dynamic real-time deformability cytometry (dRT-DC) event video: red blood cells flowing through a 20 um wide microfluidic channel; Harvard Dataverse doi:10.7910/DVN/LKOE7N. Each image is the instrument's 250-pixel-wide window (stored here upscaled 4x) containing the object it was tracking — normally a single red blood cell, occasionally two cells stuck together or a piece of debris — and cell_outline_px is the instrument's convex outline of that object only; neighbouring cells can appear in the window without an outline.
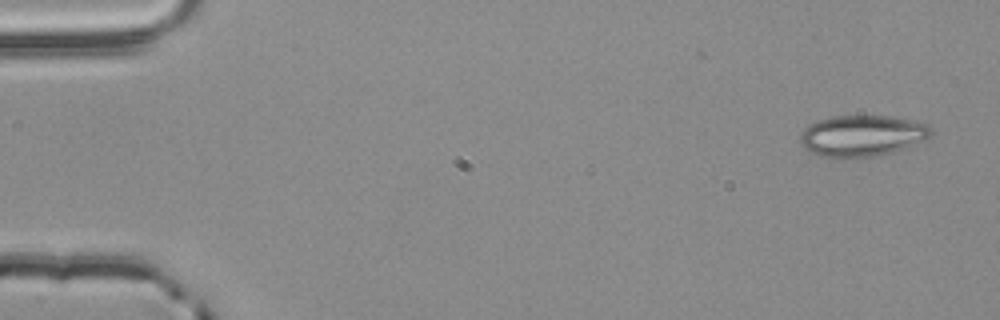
{"species": "common noctule bat (a hibernating species)", "species_latin": "Nyctalus noctula", "temperature_condition": "room temperature", "stored_images_in_passage": 52, "camera_frame_rate_fps": 3000, "um_per_image_px": 0.085, "animal": {"sex": "male", "body_mass_g": 20.4}, "frame": {"image": 1, "passage_image": 1, "time_ms": 0.0, "image_size_px": [1000, 320], "cell_outline_px": [[932, 132], [916, 148], [872, 156], [844, 160], [840, 160], [824, 156], [812, 152], [800, 144], [800, 132], [804, 128], [820, 120], [832, 116], [888, 116], [928, 124], [932, 128]], "centroid_in_image_um": [73.32, 11.58], "position_along_channel_um": 11.7, "area_um2": 31.96}}
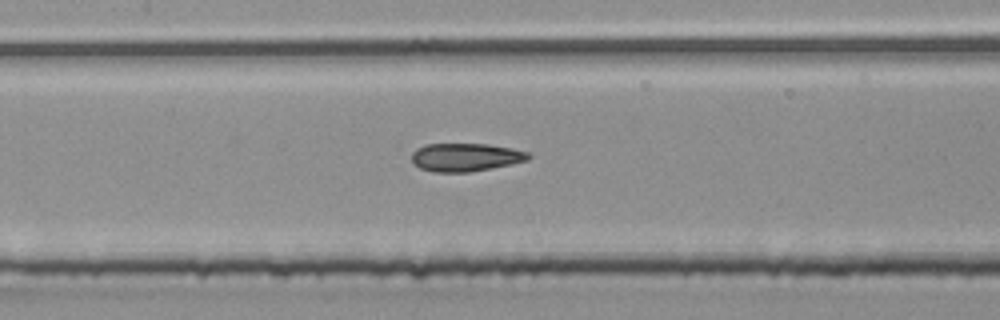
{"frame": {"image": 2, "passage_image": 24, "time_ms": 7.667, "image_size_px": [1000, 320], "cell_outline_px": [[532, 156], [528, 160], [512, 164], [492, 168], [468, 172], [436, 172], [420, 168], [412, 164], [412, 152], [416, 148], [424, 144], [488, 144], [512, 148], [528, 152]], "centroid_in_image_um": [39.57, 13.36], "position_along_channel_um": 167.8, "area_um2": 19.31}}
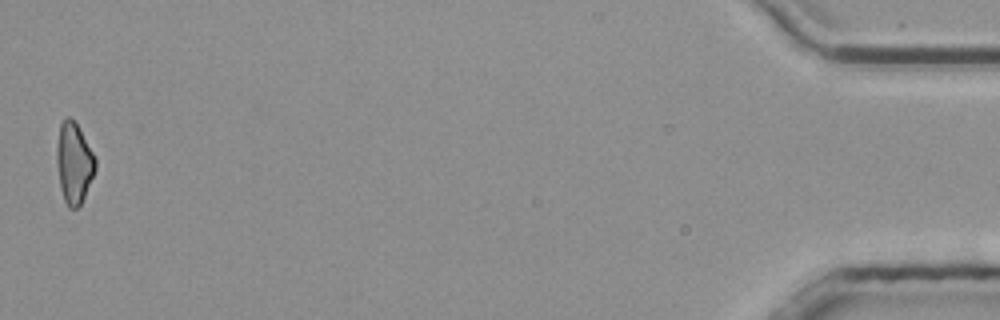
{"frame": {"image": 3, "passage_image": 52, "time_ms": 17.0, "image_size_px": [1000, 320], "cell_outline_px": [[96, 168], [84, 196], [80, 204], [76, 208], [68, 208], [64, 200], [60, 188], [56, 160], [56, 144], [60, 124], [64, 116], [68, 116], [76, 124], [96, 156]], "centroid_in_image_um": [6.27, 13.83], "position_along_channel_um": 428.9, "area_um2": 18.21}, "authors_computed_cell_mechanics": {"area_um2": 19.2763, "velocity_mm_per_s": 3.8691, "shape_relaxation_time_tau1_ms": 10.1814, "shape_relaxation_time_tau2_ms": 2.8949, "deformation_change_tau1": 0.1922, "deformation_change_tau2": 0.1037}}